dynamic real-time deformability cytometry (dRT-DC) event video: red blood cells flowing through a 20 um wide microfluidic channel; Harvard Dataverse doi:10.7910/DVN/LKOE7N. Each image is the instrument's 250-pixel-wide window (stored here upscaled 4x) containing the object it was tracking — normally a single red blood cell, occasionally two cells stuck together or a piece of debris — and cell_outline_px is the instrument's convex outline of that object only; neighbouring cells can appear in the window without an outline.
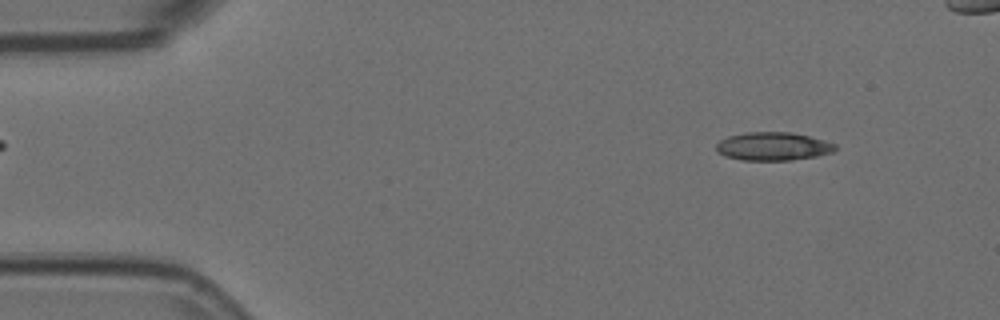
{"species": "Egyptian fruit bat (a non-hibernating species)", "species_latin": "Rousettus aegyptiacus", "temperature_condition": "room temperature", "stored_images_in_passage": 51, "camera_frame_rate_fps": 3000, "um_per_image_px": 0.085, "animal": {"sex": "female"}, "frame": {"image": 1, "passage_image": 5, "time_ms": 1.333, "image_size_px": [1000, 320], "cell_outline_px": [[836, 148], [832, 152], [816, 156], [792, 160], [740, 160], [724, 156], [716, 148], [716, 144], [720, 140], [728, 136], [744, 132], [792, 132], [824, 140], [836, 144]], "centroid_in_image_um": [65.69, 12.43], "position_along_channel_um": 19.3, "area_um2": 19.59}}
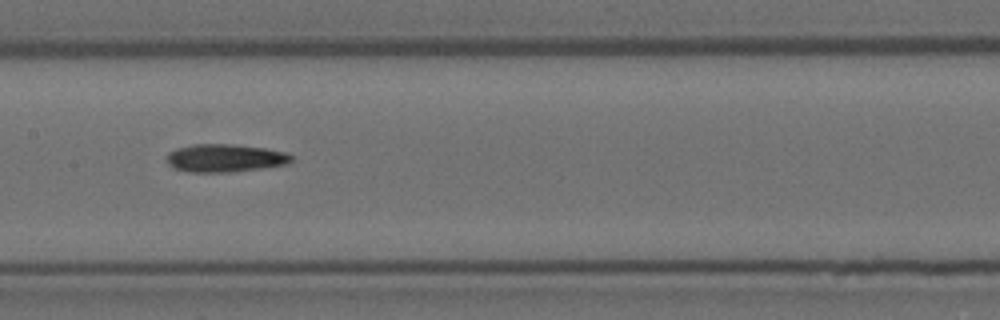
{"frame": {"image": 2, "passage_image": 26, "time_ms": 8.333, "image_size_px": [1000, 320], "cell_outline_px": [[292, 160], [288, 164], [232, 172], [188, 172], [172, 168], [168, 164], [168, 152], [176, 148], [192, 144], [228, 144], [264, 148], [288, 152], [292, 156]], "centroid_in_image_um": [19.11, 13.44], "position_along_channel_um": 188.3, "area_um2": 20.35}}
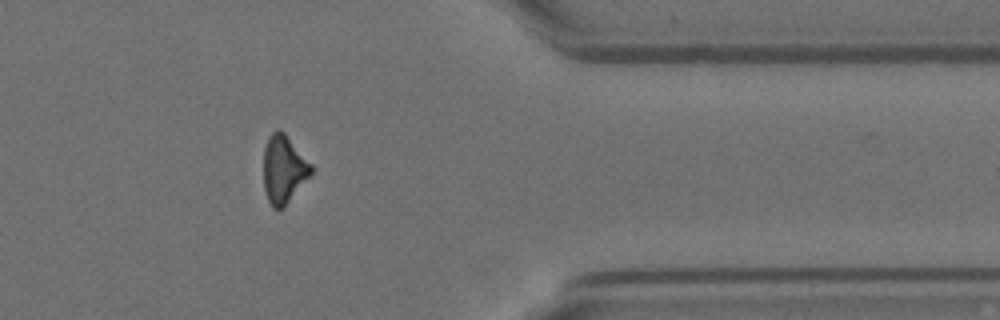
{"frame": {"image": 3, "passage_image": 44, "time_ms": 14.333, "image_size_px": [1000, 320], "cell_outline_px": [[312, 172], [284, 208], [272, 208], [268, 200], [264, 188], [264, 148], [268, 136], [276, 128], [280, 128], [284, 132], [312, 164]], "centroid_in_image_um": [24.1, 14.36], "position_along_channel_um": 387.3, "area_um2": 18.84}}